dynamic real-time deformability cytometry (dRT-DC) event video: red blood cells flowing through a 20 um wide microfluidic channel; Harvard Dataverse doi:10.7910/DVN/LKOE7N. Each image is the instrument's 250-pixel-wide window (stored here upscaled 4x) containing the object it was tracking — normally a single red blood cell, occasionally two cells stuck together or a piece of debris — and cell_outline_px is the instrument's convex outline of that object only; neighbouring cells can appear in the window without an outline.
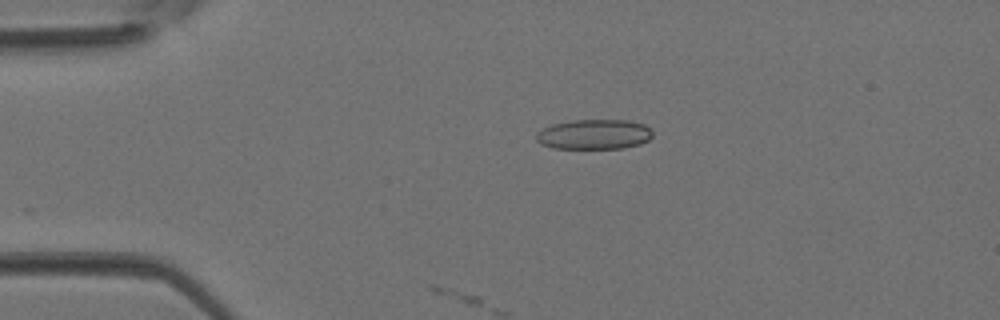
{"species": "Egyptian fruit bat (a non-hibernating species)", "species_latin": "Rousettus aegyptiacus", "temperature_condition": "room temperature", "stored_images_in_passage": 4, "camera_frame_rate_fps": 3000, "um_per_image_px": 0.085, "animal": {"sex": "female"}, "frame": {"image": 1, "passage_image": 3, "time_ms": 0.667, "image_size_px": [1000, 320], "cell_outline_px": [[652, 136], [648, 140], [640, 144], [624, 148], [552, 148], [540, 144], [536, 140], [536, 132], [552, 124], [572, 120], [628, 120], [644, 124], [652, 132]], "centroid_in_image_um": [50.48, 11.42], "position_along_channel_um": 34.5, "area_um2": 20.35}}